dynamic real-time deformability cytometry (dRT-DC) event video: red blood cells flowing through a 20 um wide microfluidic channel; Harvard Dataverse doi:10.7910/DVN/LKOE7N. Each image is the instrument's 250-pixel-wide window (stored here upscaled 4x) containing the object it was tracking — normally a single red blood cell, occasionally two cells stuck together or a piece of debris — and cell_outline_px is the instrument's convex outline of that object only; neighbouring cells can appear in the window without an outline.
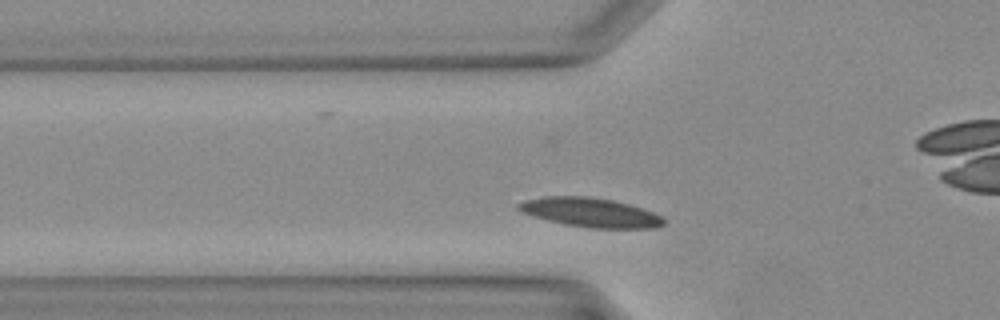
{"species": "Egyptian fruit bat (a non-hibernating species)", "species_latin": "Rousettus aegyptiacus", "temperature_condition": "warm", "stored_images_in_passage": 26, "camera_frame_rate_fps": 3000, "um_per_image_px": 0.085, "animal": {"sex": "female"}, "frame": {"image": 1, "passage_image": 5, "time_ms": 1.333, "image_size_px": [1000, 320], "cell_outline_px": [[664, 224], [656, 228], [592, 228], [564, 224], [532, 216], [520, 212], [516, 208], [516, 204], [524, 200], [544, 196], [588, 196], [612, 200], [628, 204], [652, 212], [660, 216], [664, 220]], "centroid_in_image_um": [50.12, 18.05], "position_along_channel_um": 75.7, "area_um2": 24.68}}
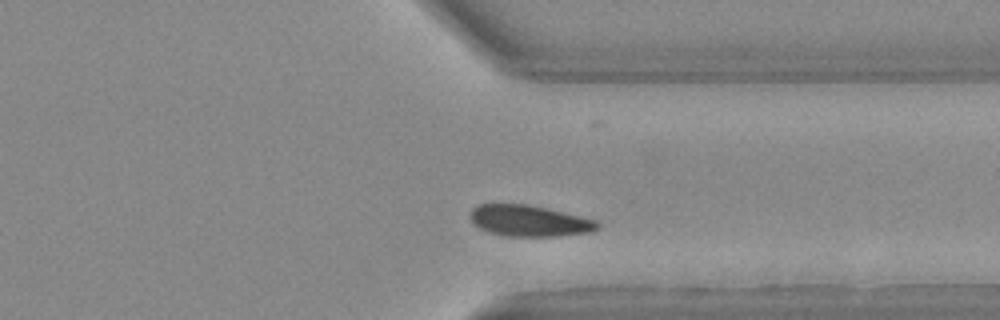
{"frame": {"image": 2, "passage_image": 22, "time_ms": 7.0, "image_size_px": [1000, 320], "cell_outline_px": [[600, 228], [592, 232], [560, 236], [504, 236], [488, 232], [480, 228], [472, 220], [472, 208], [476, 204], [528, 204], [580, 216], [596, 220], [600, 224]], "centroid_in_image_um": [45.02, 18.77], "position_along_channel_um": 366.4, "area_um2": 23.06}}